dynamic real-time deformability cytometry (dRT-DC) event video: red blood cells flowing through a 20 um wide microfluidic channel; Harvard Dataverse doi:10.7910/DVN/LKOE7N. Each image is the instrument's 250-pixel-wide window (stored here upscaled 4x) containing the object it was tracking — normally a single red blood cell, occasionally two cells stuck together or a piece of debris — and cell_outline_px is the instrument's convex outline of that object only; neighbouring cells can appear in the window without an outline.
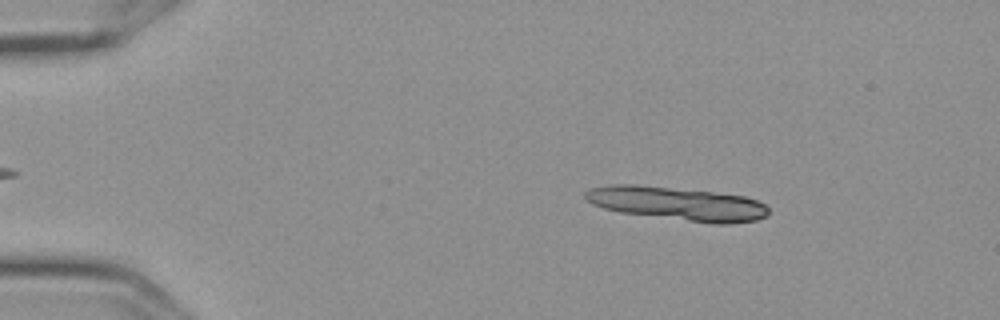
{"species": "Egyptian fruit bat (a non-hibernating species)", "species_latin": "Rousettus aegyptiacus", "temperature_condition": "cold", "stored_images_in_passage": 7, "segment_of_instrument_passage": [1, 2], "camera_frame_rate_fps": 3000, "um_per_image_px": 0.085, "frame": {"image": 1, "passage_image": 2, "time_ms": 0.333, "image_size_px": [1000, 320], "cell_outline_px": [[768, 216], [756, 220], [728, 224], [712, 224], [620, 212], [604, 208], [592, 204], [584, 196], [584, 192], [592, 188], [612, 184], [636, 184], [712, 192], [744, 196], [756, 200], [764, 204], [768, 208]], "centroid_in_image_um": [57.57, 17.31], "position_along_channel_um": 27.4, "area_um2": 35.66}}